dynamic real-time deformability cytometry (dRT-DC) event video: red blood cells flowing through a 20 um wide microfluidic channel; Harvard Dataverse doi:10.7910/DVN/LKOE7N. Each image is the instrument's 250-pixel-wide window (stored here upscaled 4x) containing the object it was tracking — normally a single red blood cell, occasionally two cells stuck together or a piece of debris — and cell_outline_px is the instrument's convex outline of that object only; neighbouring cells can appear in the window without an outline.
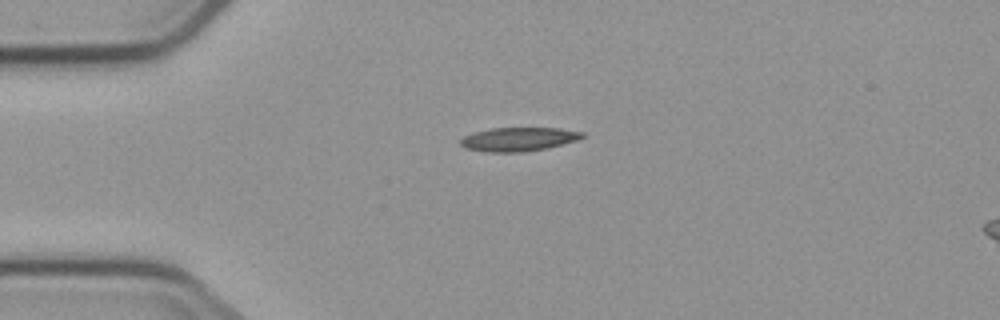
{"species": "common noctule bat (a hibernating species)", "species_latin": "Nyctalus noctula", "temperature_condition": "cold", "stored_images_in_passage": 6, "camera_frame_rate_fps": 3000, "um_per_image_px": 0.085, "animal": {"sex": "male", "body_mass_g": 23.1, "forearm_length_mm": 52.7}, "frame": {"image": 1, "passage_image": 1, "time_ms": 0.0, "image_size_px": [1000, 320], "cell_outline_px": [[584, 136], [580, 140], [548, 148], [524, 152], [484, 152], [464, 148], [460, 144], [460, 140], [464, 136], [476, 132], [492, 128], [560, 128], [584, 132]], "centroid_in_image_um": [44.11, 11.84], "position_along_channel_um": 40.9, "area_um2": 17.05}}
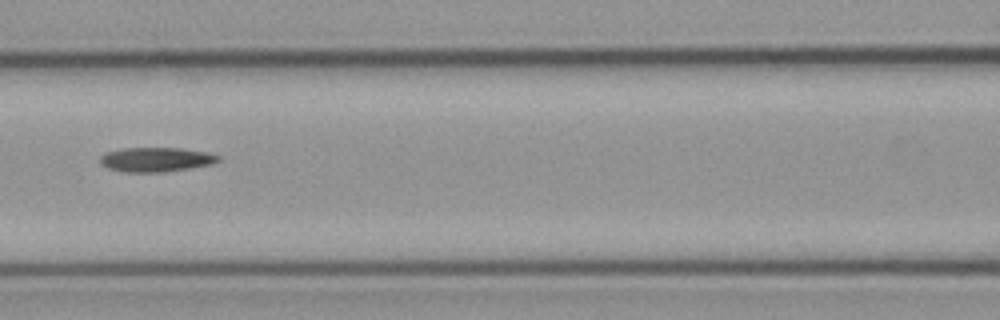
{"frame": {"image": 2, "passage_image": 4, "time_ms": 3.667, "image_size_px": [1000, 320], "cell_outline_px": [[220, 160], [212, 164], [192, 168], [164, 172], [124, 172], [108, 168], [100, 164], [100, 156], [104, 152], [120, 148], [180, 148], [208, 152], [220, 156]], "centroid_in_image_um": [13.25, 13.56], "position_along_channel_um": 153.4, "area_um2": 17.05}}
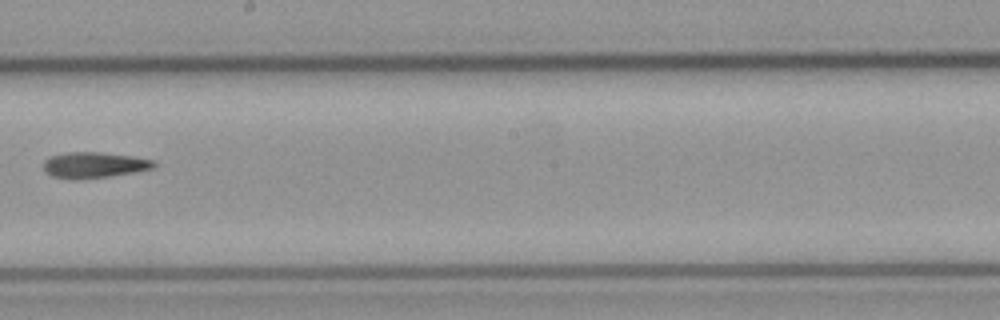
{"frame": {"image": 3, "passage_image": 6, "time_ms": 6.0, "image_size_px": [1000, 320], "cell_outline_px": [[156, 164], [152, 168], [132, 172], [108, 176], [76, 180], [72, 180], [52, 176], [44, 168], [44, 160], [52, 156], [68, 152], [100, 152], [132, 156], [156, 160]], "centroid_in_image_um": [8.0, 14.02], "position_along_channel_um": 240.2, "area_um2": 16.47}}